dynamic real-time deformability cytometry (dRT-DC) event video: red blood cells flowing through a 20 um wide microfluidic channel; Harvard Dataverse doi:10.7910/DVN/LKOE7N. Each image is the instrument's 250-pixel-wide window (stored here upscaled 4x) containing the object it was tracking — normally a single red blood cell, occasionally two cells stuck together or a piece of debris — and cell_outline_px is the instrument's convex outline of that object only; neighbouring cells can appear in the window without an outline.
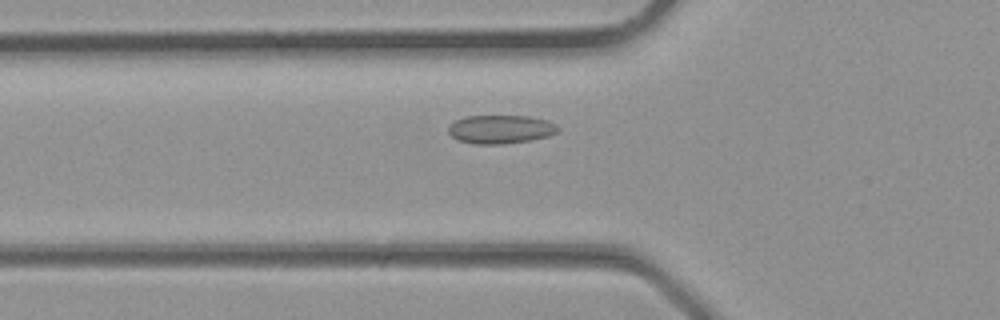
{"species": "common noctule bat (a hibernating species)", "species_latin": "Nyctalus noctula", "temperature_condition": "room temperature", "stored_images_in_passage": 31, "camera_frame_rate_fps": 3000, "um_per_image_px": 0.085, "animal": {"sex": "male", "body_mass_g": 23.1, "forearm_length_mm": 52.7}, "frame": {"image": 1, "passage_image": 9, "time_ms": 2.667, "image_size_px": [1000, 320], "cell_outline_px": [[560, 128], [556, 132], [548, 136], [532, 140], [500, 144], [476, 144], [460, 140], [452, 136], [448, 132], [448, 128], [456, 120], [464, 116], [528, 116], [544, 120], [556, 124]], "centroid_in_image_um": [42.56, 10.99], "position_along_channel_um": 83.2, "area_um2": 18.03}}
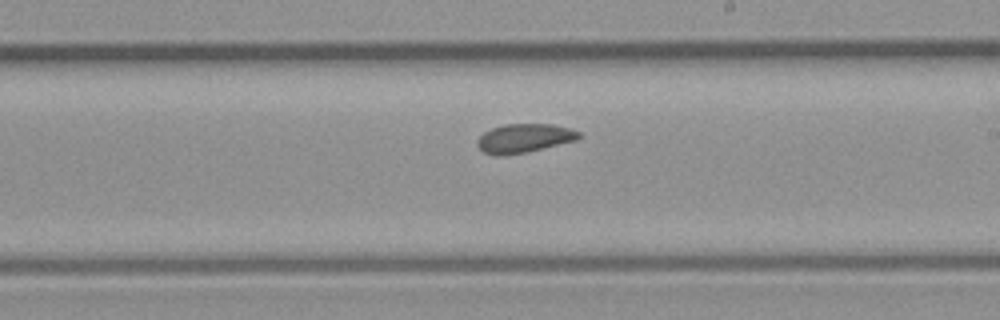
{"frame": {"image": 2, "passage_image": 17, "time_ms": 5.333, "image_size_px": [1000, 320], "cell_outline_px": [[580, 136], [576, 140], [524, 152], [504, 156], [496, 156], [484, 152], [476, 144], [476, 140], [484, 132], [492, 128], [504, 124], [552, 124], [568, 128], [580, 132]], "centroid_in_image_um": [44.5, 11.74], "position_along_channel_um": 244.5, "area_um2": 16.88}}
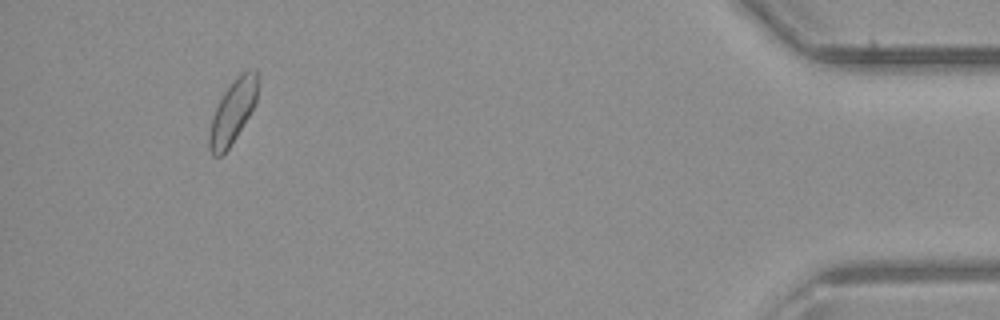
{"frame": {"image": 3, "passage_image": 29, "time_ms": 9.333, "image_size_px": [1000, 320], "cell_outline_px": [[256, 104], [236, 136], [228, 148], [220, 156], [212, 156], [208, 148], [208, 136], [212, 120], [216, 108], [224, 92], [232, 80], [248, 68], [256, 68]], "centroid_in_image_um": [19.76, 9.49], "position_along_channel_um": 415.4, "area_um2": 17.51}}